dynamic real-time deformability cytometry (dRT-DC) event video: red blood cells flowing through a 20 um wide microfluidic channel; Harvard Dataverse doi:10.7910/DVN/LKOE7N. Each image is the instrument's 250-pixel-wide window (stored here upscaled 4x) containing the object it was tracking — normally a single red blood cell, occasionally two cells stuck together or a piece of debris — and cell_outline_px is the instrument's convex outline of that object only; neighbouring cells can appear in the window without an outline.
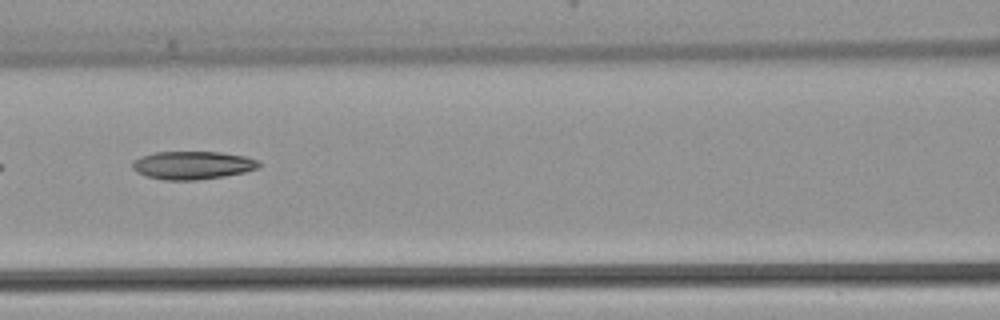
{"species": "common noctule bat (a hibernating species)", "species_latin": "Nyctalus noctula", "temperature_condition": "warm", "stored_images_in_passage": 4, "camera_frame_rate_fps": 3000, "um_per_image_px": 0.085, "animal": {"sex": "female", "body_mass_g": 22.7, "forearm_length_mm": 54.2}, "frame": {"image": 1, "passage_image": 3, "time_ms": 0.667, "image_size_px": [1000, 320], "cell_outline_px": [[260, 168], [244, 172], [224, 176], [196, 180], [164, 180], [148, 176], [136, 172], [132, 168], [132, 160], [140, 156], [156, 152], [220, 152], [244, 156], [260, 160]], "centroid_in_image_um": [16.37, 14.04], "position_along_channel_um": 150.2, "area_um2": 20.81}}
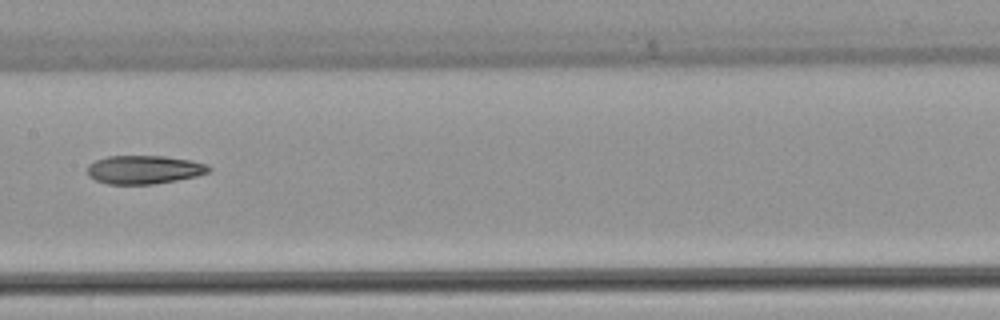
{"frame": {"image": 2, "passage_image": 4, "time_ms": 1.0, "image_size_px": [1000, 320], "cell_outline_px": [[212, 168], [208, 172], [196, 176], [156, 184], [108, 184], [96, 180], [88, 176], [88, 164], [96, 160], [108, 156], [164, 156], [192, 160], [208, 164]], "centroid_in_image_um": [12.26, 14.41], "position_along_channel_um": 195.1, "area_um2": 20.23}}